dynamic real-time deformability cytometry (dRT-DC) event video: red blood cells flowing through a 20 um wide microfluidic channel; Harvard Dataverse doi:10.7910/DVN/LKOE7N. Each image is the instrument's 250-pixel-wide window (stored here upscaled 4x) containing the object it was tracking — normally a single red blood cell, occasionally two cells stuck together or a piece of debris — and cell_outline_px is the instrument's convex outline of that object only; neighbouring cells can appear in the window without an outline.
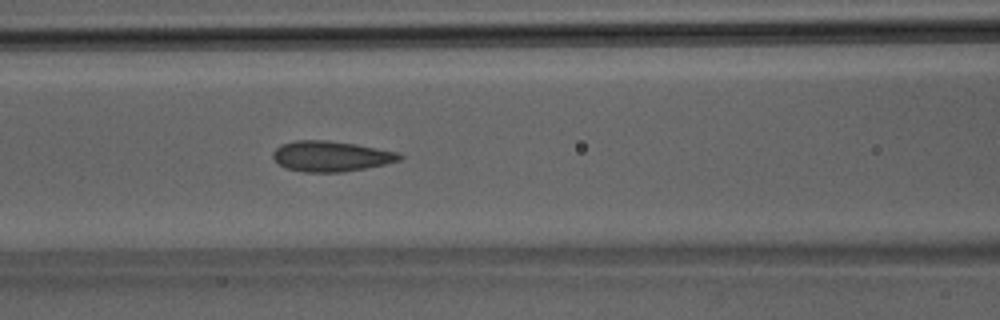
{"species": "Egyptian fruit bat (a non-hibernating species)", "species_latin": "Rousettus aegyptiacus", "temperature_condition": "room temperature", "stored_images_in_passage": 32, "camera_frame_rate_fps": 3000, "um_per_image_px": 0.085, "animal": {"sex": "male"}, "frame": {"image": 1, "passage_image": 14, "time_ms": 4.333, "image_size_px": [1000, 320], "cell_outline_px": [[404, 156], [400, 160], [384, 164], [364, 168], [340, 172], [304, 172], [288, 168], [280, 164], [272, 156], [272, 152], [280, 144], [296, 140], [328, 140], [356, 144], [400, 152]], "centroid_in_image_um": [28.15, 13.26], "position_along_channel_um": 138.5, "area_um2": 22.43}}
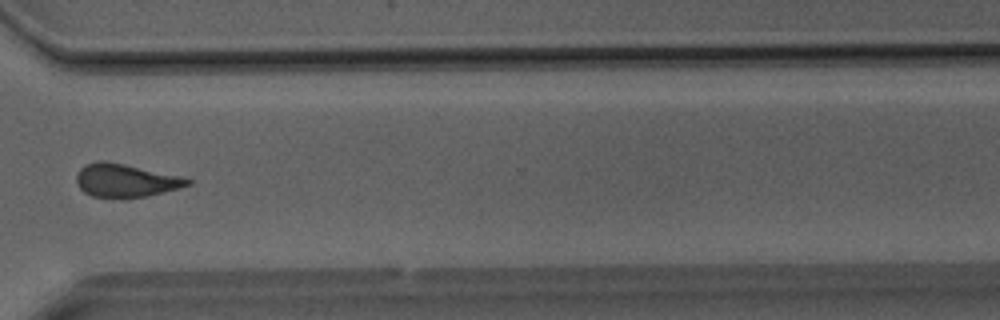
{"frame": {"image": 2, "passage_image": 27, "time_ms": 8.667, "image_size_px": [1000, 320], "cell_outline_px": [[192, 184], [180, 188], [144, 196], [124, 200], [92, 196], [84, 192], [76, 184], [76, 172], [84, 164], [96, 160], [104, 160], [184, 176], [192, 180]], "centroid_in_image_um": [10.65, 15.35], "position_along_channel_um": 359.9, "area_um2": 22.14}}